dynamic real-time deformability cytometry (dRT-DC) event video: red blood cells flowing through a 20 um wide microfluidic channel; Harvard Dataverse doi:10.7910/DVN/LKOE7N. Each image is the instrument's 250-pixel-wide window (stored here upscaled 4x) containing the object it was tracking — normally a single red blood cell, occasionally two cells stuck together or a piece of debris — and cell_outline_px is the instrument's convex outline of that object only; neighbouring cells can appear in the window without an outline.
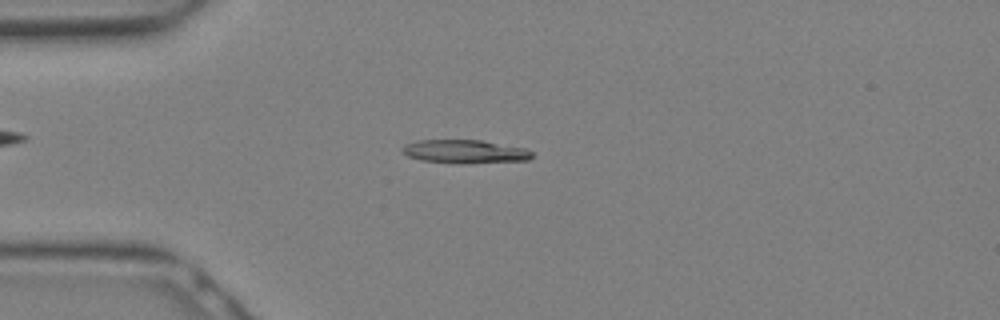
{"species": "Egyptian fruit bat (a non-hibernating species)", "species_latin": "Rousettus aegyptiacus", "temperature_condition": "warm", "stored_images_in_passage": 10, "camera_frame_rate_fps": 3000, "um_per_image_px": 0.085, "animal": {"sex": "female"}, "frame": {"image": 1, "passage_image": 7, "time_ms": 2.0, "image_size_px": [1000, 320], "cell_outline_px": [[532, 156], [528, 160], [420, 160], [408, 156], [400, 152], [400, 148], [404, 144], [416, 140], [484, 140], [524, 148], [532, 152]], "centroid_in_image_um": [39.41, 12.8], "position_along_channel_um": 45.6, "area_um2": 16.42}}
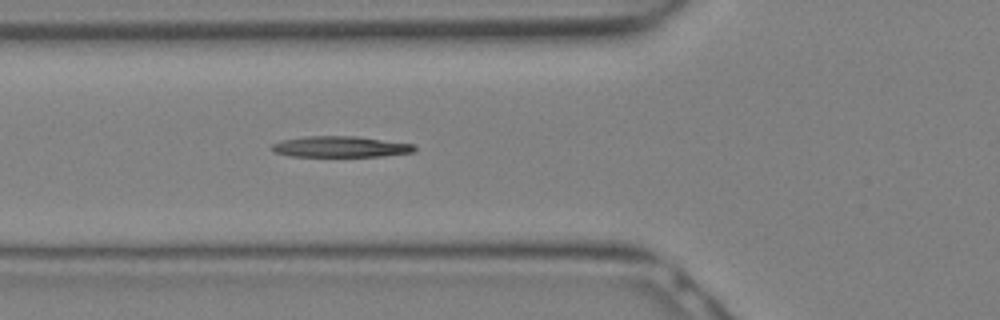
{"frame": {"image": 2, "passage_image": 10, "time_ms": 3.0, "image_size_px": [1000, 320], "cell_outline_px": [[416, 148], [412, 152], [380, 156], [288, 156], [272, 152], [268, 148], [272, 144], [280, 140], [304, 136], [356, 136], [416, 144]], "centroid_in_image_um": [28.86, 12.46], "position_along_channel_um": 96.9, "area_um2": 17.63}}